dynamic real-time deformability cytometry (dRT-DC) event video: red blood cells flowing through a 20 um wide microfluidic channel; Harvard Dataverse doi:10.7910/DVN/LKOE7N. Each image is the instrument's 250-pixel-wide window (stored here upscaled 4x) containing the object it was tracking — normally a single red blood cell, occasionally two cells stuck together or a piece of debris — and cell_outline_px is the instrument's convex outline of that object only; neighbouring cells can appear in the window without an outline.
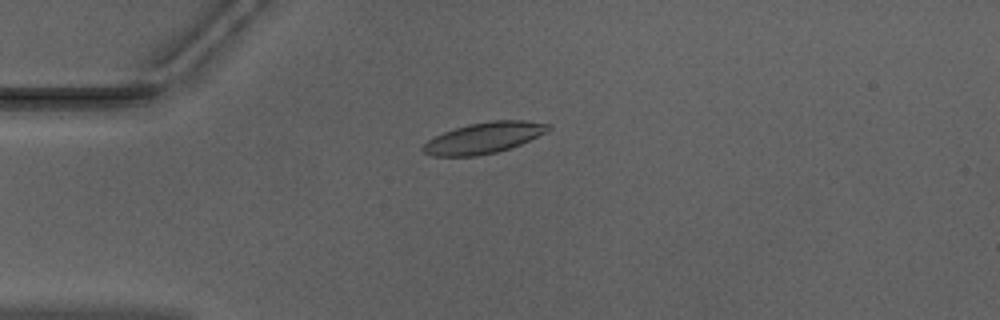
{"species": "Egyptian fruit bat (a non-hibernating species)", "species_latin": "Rousettus aegyptiacus", "temperature_condition": "warm", "stored_images_in_passage": 33, "camera_frame_rate_fps": 3000, "um_per_image_px": 0.085, "animal": {"sex": "male"}, "frame": {"image": 1, "passage_image": 1, "time_ms": 0.0, "image_size_px": [1000, 320], "cell_outline_px": [[552, 128], [548, 132], [520, 144], [496, 152], [476, 156], [432, 156], [424, 152], [420, 148], [428, 140], [444, 132], [468, 124], [492, 120], [524, 120], [552, 124]], "centroid_in_image_um": [41.16, 11.71], "position_along_channel_um": 43.8, "area_um2": 22.6}}
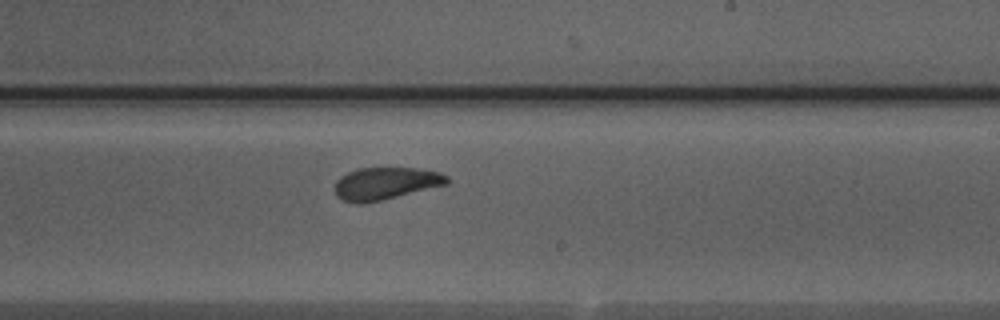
{"frame": {"image": 2, "passage_image": 19, "time_ms": 6.0, "image_size_px": [1000, 320], "cell_outline_px": [[448, 184], [364, 204], [356, 204], [344, 200], [336, 196], [336, 180], [340, 176], [348, 172], [360, 168], [416, 168], [440, 172], [448, 176]], "centroid_in_image_um": [32.77, 15.59], "position_along_channel_um": 256.2, "area_um2": 21.04}}
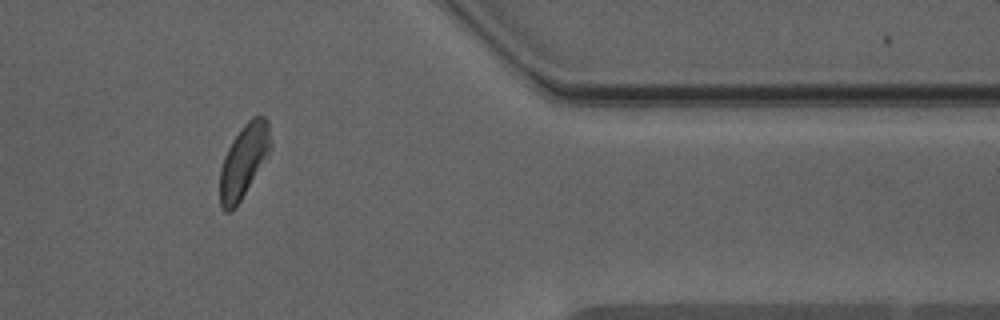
{"frame": {"image": 3, "passage_image": 31, "time_ms": 10.0, "image_size_px": [1000, 320], "cell_outline_px": [[272, 144], [268, 156], [236, 208], [232, 212], [224, 212], [220, 204], [220, 168], [224, 156], [232, 140], [240, 128], [252, 116], [264, 116], [268, 120]], "centroid_in_image_um": [20.72, 13.68], "position_along_channel_um": 390.7, "area_um2": 21.91}, "authors_computed_cell_mechanics": {"area_um2": 21.9062, "velocity_mm_per_s": 3.9248, "shape_relaxation_time_tau1_ms": 3.7355, "shape_relaxation_time_tau2_ms": 2.1392, "deformation_change_tau1": 0.1324, "deformation_change_tau2": 0.0823}}